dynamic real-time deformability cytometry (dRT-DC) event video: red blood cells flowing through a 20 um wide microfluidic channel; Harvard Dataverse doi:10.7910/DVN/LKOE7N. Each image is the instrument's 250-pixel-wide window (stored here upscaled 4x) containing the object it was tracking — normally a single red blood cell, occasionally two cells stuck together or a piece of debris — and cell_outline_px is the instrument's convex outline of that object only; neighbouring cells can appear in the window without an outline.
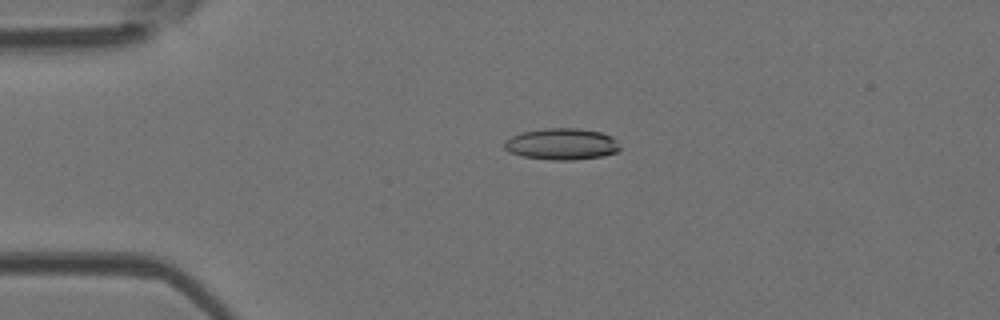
{"species": "Egyptian fruit bat (a non-hibernating species)", "species_latin": "Rousettus aegyptiacus", "temperature_condition": "room temperature", "stored_images_in_passage": 52, "camera_frame_rate_fps": 3000, "um_per_image_px": 0.085, "animal": {"sex": "female"}, "frame": {"image": 1, "passage_image": 12, "time_ms": 3.667, "image_size_px": [1000, 320], "cell_outline_px": [[620, 148], [616, 152], [604, 156], [572, 160], [552, 160], [520, 156], [508, 152], [504, 148], [504, 140], [520, 132], [544, 128], [580, 128], [600, 132], [612, 136], [616, 140]], "centroid_in_image_um": [47.71, 12.24], "position_along_channel_um": 37.3, "area_um2": 21.44}}
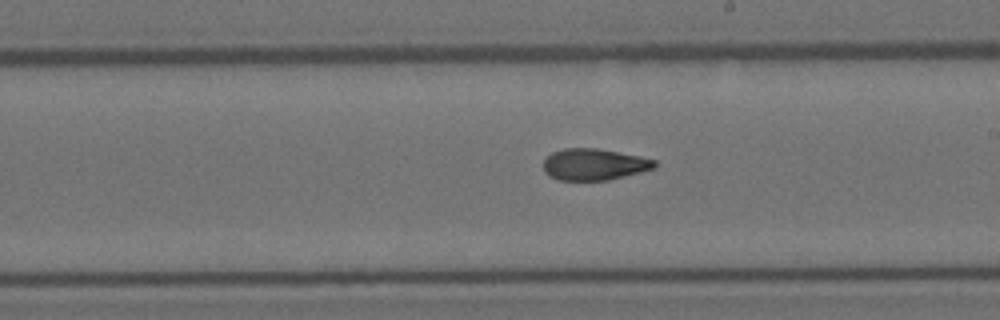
{"frame": {"image": 2, "passage_image": 30, "time_ms": 9.667, "image_size_px": [1000, 320], "cell_outline_px": [[656, 168], [608, 180], [556, 180], [548, 176], [544, 172], [544, 160], [552, 152], [564, 148], [596, 148], [640, 156], [656, 160]], "centroid_in_image_um": [50.48, 13.98], "position_along_channel_um": 238.5, "area_um2": 20.46}}
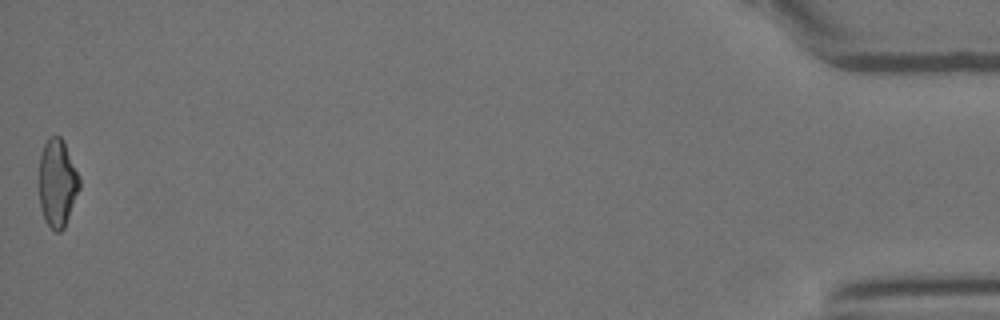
{"frame": {"image": 3, "passage_image": 52, "time_ms": 17.0, "image_size_px": [1000, 320], "cell_outline_px": [[80, 188], [64, 228], [60, 232], [56, 232], [44, 220], [40, 208], [40, 156], [44, 144], [48, 136], [60, 136], [80, 176]], "centroid_in_image_um": [4.88, 15.57], "position_along_channel_um": 430.3, "area_um2": 20.46}, "authors_computed_cell_mechanics": {"area_um2": 21.097, "velocity_mm_per_s": 3.9364, "shape_relaxation_time_tau1_ms": 6.0075, "shape_relaxation_time_tau2_ms": 2.9031, "deformation_change_tau1": 0.1856, "deformation_change_tau2": 0.0959}}